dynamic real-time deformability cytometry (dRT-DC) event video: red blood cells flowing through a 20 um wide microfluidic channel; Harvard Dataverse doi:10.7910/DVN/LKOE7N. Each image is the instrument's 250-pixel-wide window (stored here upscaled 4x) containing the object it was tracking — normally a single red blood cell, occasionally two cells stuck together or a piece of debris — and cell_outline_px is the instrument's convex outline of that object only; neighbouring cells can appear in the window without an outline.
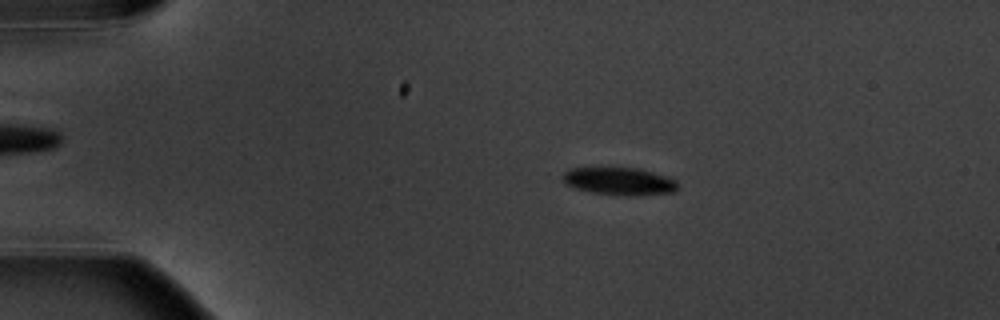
{"species": "common noctule bat (a hibernating species)", "species_latin": "Nyctalus noctula", "temperature_condition": "warm", "stored_images_in_passage": 6, "camera_frame_rate_fps": 3000, "um_per_image_px": 0.085, "animal": {"sex": "male", "body_mass_g": 20.1, "forearm_length_mm": 53.5}, "frame": {"image": 1, "passage_image": 3, "time_ms": 2.667, "image_size_px": [1000, 320], "cell_outline_px": [[676, 192], [624, 196], [592, 192], [576, 188], [564, 184], [560, 176], [568, 168], [600, 164], [636, 168], [652, 172], [676, 180]], "centroid_in_image_um": [52.49, 15.34], "position_along_channel_um": 32.5, "area_um2": 19.36}}
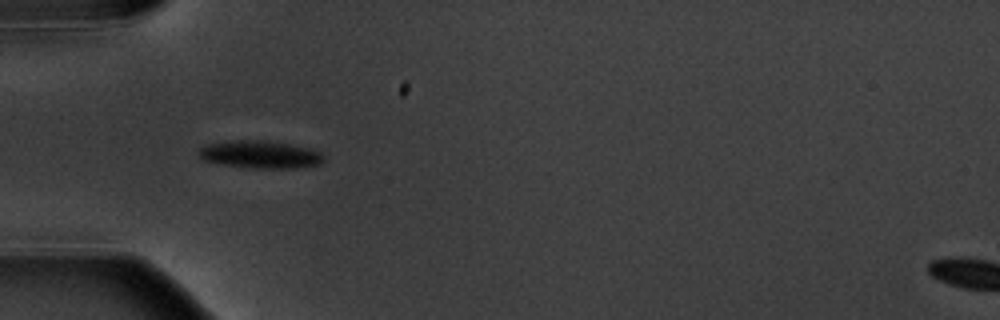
{"frame": {"image": 2, "passage_image": 5, "time_ms": 5.0, "image_size_px": [1000, 320], "cell_outline_px": [[324, 160], [320, 164], [296, 168], [252, 168], [220, 164], [204, 160], [200, 156], [200, 148], [208, 144], [236, 140], [264, 140], [288, 144], [308, 148], [320, 152], [324, 156]], "centroid_in_image_um": [22.14, 13.14], "position_along_channel_um": 62.9, "area_um2": 19.88}}